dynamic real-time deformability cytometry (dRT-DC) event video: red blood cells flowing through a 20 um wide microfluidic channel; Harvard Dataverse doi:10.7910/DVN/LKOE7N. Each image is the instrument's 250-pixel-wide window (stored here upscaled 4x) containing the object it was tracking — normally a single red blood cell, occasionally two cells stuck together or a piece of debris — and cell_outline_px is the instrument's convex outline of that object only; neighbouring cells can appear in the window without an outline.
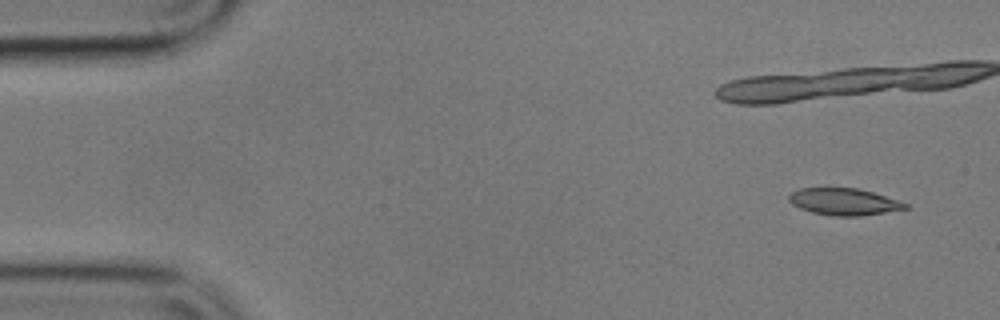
{"species": "common noctule bat (a hibernating species)", "species_latin": "Nyctalus noctula", "temperature_condition": "cold", "stored_images_in_passage": 6, "camera_frame_rate_fps": 3000, "um_per_image_px": 0.085, "animal": {"sex": "male", "body_mass_g": 17.9}, "frame": {"image": 1, "passage_image": 1, "time_ms": 0.0, "image_size_px": [1000, 320], "cell_outline_px": [[908, 208], [860, 216], [832, 216], [812, 212], [800, 208], [792, 204], [788, 200], [788, 196], [792, 192], [800, 188], [856, 188], [872, 192], [900, 200], [908, 204]], "centroid_in_image_um": [71.73, 17.14], "position_along_channel_um": 13.3, "area_um2": 18.15}}